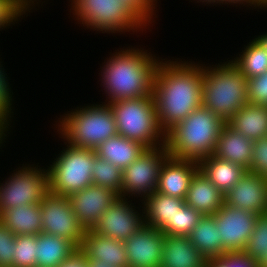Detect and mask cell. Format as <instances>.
I'll return each mask as SVG.
<instances>
[{"mask_svg":"<svg viewBox=\"0 0 267 267\" xmlns=\"http://www.w3.org/2000/svg\"><path fill=\"white\" fill-rule=\"evenodd\" d=\"M203 65L188 61H160L152 95L160 128L166 132L202 106Z\"/></svg>","mask_w":267,"mask_h":267,"instance_id":"6da1fadb","label":"cell"},{"mask_svg":"<svg viewBox=\"0 0 267 267\" xmlns=\"http://www.w3.org/2000/svg\"><path fill=\"white\" fill-rule=\"evenodd\" d=\"M150 53L136 47L127 48L116 51L104 62L100 75L108 95L106 103L152 95L160 59Z\"/></svg>","mask_w":267,"mask_h":267,"instance_id":"7a4b0ae2","label":"cell"},{"mask_svg":"<svg viewBox=\"0 0 267 267\" xmlns=\"http://www.w3.org/2000/svg\"><path fill=\"white\" fill-rule=\"evenodd\" d=\"M225 122L200 107L165 132V147L172 158L199 162L213 155Z\"/></svg>","mask_w":267,"mask_h":267,"instance_id":"3957f363","label":"cell"},{"mask_svg":"<svg viewBox=\"0 0 267 267\" xmlns=\"http://www.w3.org/2000/svg\"><path fill=\"white\" fill-rule=\"evenodd\" d=\"M203 65L202 107L226 123L249 103L247 77L230 60L214 67Z\"/></svg>","mask_w":267,"mask_h":267,"instance_id":"277c9868","label":"cell"},{"mask_svg":"<svg viewBox=\"0 0 267 267\" xmlns=\"http://www.w3.org/2000/svg\"><path fill=\"white\" fill-rule=\"evenodd\" d=\"M103 103L77 107L63 115L57 124L61 138L72 146L95 150L105 140L117 135L113 111L108 103Z\"/></svg>","mask_w":267,"mask_h":267,"instance_id":"5b68a950","label":"cell"},{"mask_svg":"<svg viewBox=\"0 0 267 267\" xmlns=\"http://www.w3.org/2000/svg\"><path fill=\"white\" fill-rule=\"evenodd\" d=\"M108 104L114 114L118 135L139 142L147 149L165 144V132L159 126L153 95Z\"/></svg>","mask_w":267,"mask_h":267,"instance_id":"8992f818","label":"cell"},{"mask_svg":"<svg viewBox=\"0 0 267 267\" xmlns=\"http://www.w3.org/2000/svg\"><path fill=\"white\" fill-rule=\"evenodd\" d=\"M65 144L67 148L48 166L47 172L49 192L69 197L93 184L92 169L97 153L90 148Z\"/></svg>","mask_w":267,"mask_h":267,"instance_id":"52a82bcc","label":"cell"},{"mask_svg":"<svg viewBox=\"0 0 267 267\" xmlns=\"http://www.w3.org/2000/svg\"><path fill=\"white\" fill-rule=\"evenodd\" d=\"M76 20L102 33L142 31L146 24L120 0H71ZM77 16V17H76ZM142 29V30H141Z\"/></svg>","mask_w":267,"mask_h":267,"instance_id":"ba28073f","label":"cell"},{"mask_svg":"<svg viewBox=\"0 0 267 267\" xmlns=\"http://www.w3.org/2000/svg\"><path fill=\"white\" fill-rule=\"evenodd\" d=\"M49 193L48 172L34 165L22 166L0 184V214L13 207L40 204Z\"/></svg>","mask_w":267,"mask_h":267,"instance_id":"9c48e42d","label":"cell"},{"mask_svg":"<svg viewBox=\"0 0 267 267\" xmlns=\"http://www.w3.org/2000/svg\"><path fill=\"white\" fill-rule=\"evenodd\" d=\"M169 156L165 145L146 149L132 164L122 170L120 197L129 195V198L134 195L144 199L156 191L160 169Z\"/></svg>","mask_w":267,"mask_h":267,"instance_id":"30bf717a","label":"cell"},{"mask_svg":"<svg viewBox=\"0 0 267 267\" xmlns=\"http://www.w3.org/2000/svg\"><path fill=\"white\" fill-rule=\"evenodd\" d=\"M40 210L42 232L65 238L80 249L86 230L73 212L68 197L49 192L41 201Z\"/></svg>","mask_w":267,"mask_h":267,"instance_id":"8fae6325","label":"cell"},{"mask_svg":"<svg viewBox=\"0 0 267 267\" xmlns=\"http://www.w3.org/2000/svg\"><path fill=\"white\" fill-rule=\"evenodd\" d=\"M214 216L219 230V239L224 247V254L243 252L258 215L223 203Z\"/></svg>","mask_w":267,"mask_h":267,"instance_id":"7c38bea8","label":"cell"},{"mask_svg":"<svg viewBox=\"0 0 267 267\" xmlns=\"http://www.w3.org/2000/svg\"><path fill=\"white\" fill-rule=\"evenodd\" d=\"M126 197L116 199L99 218L91 231L102 236L125 241L144 224V209L139 213ZM130 204V205H129Z\"/></svg>","mask_w":267,"mask_h":267,"instance_id":"4fadbf2b","label":"cell"},{"mask_svg":"<svg viewBox=\"0 0 267 267\" xmlns=\"http://www.w3.org/2000/svg\"><path fill=\"white\" fill-rule=\"evenodd\" d=\"M123 244L128 267H160L164 234L159 229L144 224Z\"/></svg>","mask_w":267,"mask_h":267,"instance_id":"5bb4252c","label":"cell"},{"mask_svg":"<svg viewBox=\"0 0 267 267\" xmlns=\"http://www.w3.org/2000/svg\"><path fill=\"white\" fill-rule=\"evenodd\" d=\"M119 197L114 190L91 184L68 198L82 227L91 230L105 210Z\"/></svg>","mask_w":267,"mask_h":267,"instance_id":"9a60e30c","label":"cell"},{"mask_svg":"<svg viewBox=\"0 0 267 267\" xmlns=\"http://www.w3.org/2000/svg\"><path fill=\"white\" fill-rule=\"evenodd\" d=\"M224 203L256 215L267 214V178L247 171L224 195Z\"/></svg>","mask_w":267,"mask_h":267,"instance_id":"2e32d148","label":"cell"},{"mask_svg":"<svg viewBox=\"0 0 267 267\" xmlns=\"http://www.w3.org/2000/svg\"><path fill=\"white\" fill-rule=\"evenodd\" d=\"M198 170L197 161L169 156L160 169L156 192L185 199L191 180Z\"/></svg>","mask_w":267,"mask_h":267,"instance_id":"e0dca14e","label":"cell"},{"mask_svg":"<svg viewBox=\"0 0 267 267\" xmlns=\"http://www.w3.org/2000/svg\"><path fill=\"white\" fill-rule=\"evenodd\" d=\"M80 250L89 260L102 261L112 267H128L123 241L86 230Z\"/></svg>","mask_w":267,"mask_h":267,"instance_id":"ac0fdd59","label":"cell"},{"mask_svg":"<svg viewBox=\"0 0 267 267\" xmlns=\"http://www.w3.org/2000/svg\"><path fill=\"white\" fill-rule=\"evenodd\" d=\"M254 141L232 129L227 123L222 127L214 156L241 165L249 170Z\"/></svg>","mask_w":267,"mask_h":267,"instance_id":"d6986e66","label":"cell"},{"mask_svg":"<svg viewBox=\"0 0 267 267\" xmlns=\"http://www.w3.org/2000/svg\"><path fill=\"white\" fill-rule=\"evenodd\" d=\"M185 203L202 216L214 215L224 203V195L199 169L193 176Z\"/></svg>","mask_w":267,"mask_h":267,"instance_id":"ffe728a7","label":"cell"},{"mask_svg":"<svg viewBox=\"0 0 267 267\" xmlns=\"http://www.w3.org/2000/svg\"><path fill=\"white\" fill-rule=\"evenodd\" d=\"M160 267H206V258L188 236L164 235Z\"/></svg>","mask_w":267,"mask_h":267,"instance_id":"44dd1931","label":"cell"},{"mask_svg":"<svg viewBox=\"0 0 267 267\" xmlns=\"http://www.w3.org/2000/svg\"><path fill=\"white\" fill-rule=\"evenodd\" d=\"M226 123L249 140L267 137V106L247 103Z\"/></svg>","mask_w":267,"mask_h":267,"instance_id":"7402d4cb","label":"cell"},{"mask_svg":"<svg viewBox=\"0 0 267 267\" xmlns=\"http://www.w3.org/2000/svg\"><path fill=\"white\" fill-rule=\"evenodd\" d=\"M199 169L225 195L248 171L241 165L222 160L214 155L198 162Z\"/></svg>","mask_w":267,"mask_h":267,"instance_id":"603a6c76","label":"cell"},{"mask_svg":"<svg viewBox=\"0 0 267 267\" xmlns=\"http://www.w3.org/2000/svg\"><path fill=\"white\" fill-rule=\"evenodd\" d=\"M141 201L145 225L161 230L167 222H173L174 215L185 204V199L172 197L154 191Z\"/></svg>","mask_w":267,"mask_h":267,"instance_id":"cb8c5ba5","label":"cell"},{"mask_svg":"<svg viewBox=\"0 0 267 267\" xmlns=\"http://www.w3.org/2000/svg\"><path fill=\"white\" fill-rule=\"evenodd\" d=\"M146 149L139 142L117 134L101 143L95 151L97 156L123 170L141 156Z\"/></svg>","mask_w":267,"mask_h":267,"instance_id":"d4e9b609","label":"cell"},{"mask_svg":"<svg viewBox=\"0 0 267 267\" xmlns=\"http://www.w3.org/2000/svg\"><path fill=\"white\" fill-rule=\"evenodd\" d=\"M41 218L40 204L13 207L0 214V222L16 236L40 234L42 232Z\"/></svg>","mask_w":267,"mask_h":267,"instance_id":"484cf974","label":"cell"},{"mask_svg":"<svg viewBox=\"0 0 267 267\" xmlns=\"http://www.w3.org/2000/svg\"><path fill=\"white\" fill-rule=\"evenodd\" d=\"M76 250L67 239L41 232L37 235L36 267H58Z\"/></svg>","mask_w":267,"mask_h":267,"instance_id":"4316f807","label":"cell"},{"mask_svg":"<svg viewBox=\"0 0 267 267\" xmlns=\"http://www.w3.org/2000/svg\"><path fill=\"white\" fill-rule=\"evenodd\" d=\"M188 237L206 259L220 257L224 254L214 215L202 216Z\"/></svg>","mask_w":267,"mask_h":267,"instance_id":"83f0119b","label":"cell"},{"mask_svg":"<svg viewBox=\"0 0 267 267\" xmlns=\"http://www.w3.org/2000/svg\"><path fill=\"white\" fill-rule=\"evenodd\" d=\"M241 53L231 61L247 79L267 71V53L255 39L249 42Z\"/></svg>","mask_w":267,"mask_h":267,"instance_id":"f1b7e54d","label":"cell"},{"mask_svg":"<svg viewBox=\"0 0 267 267\" xmlns=\"http://www.w3.org/2000/svg\"><path fill=\"white\" fill-rule=\"evenodd\" d=\"M92 181L94 185L107 187L121 195L122 170L99 156L95 158Z\"/></svg>","mask_w":267,"mask_h":267,"instance_id":"f546056e","label":"cell"},{"mask_svg":"<svg viewBox=\"0 0 267 267\" xmlns=\"http://www.w3.org/2000/svg\"><path fill=\"white\" fill-rule=\"evenodd\" d=\"M201 217L198 211L185 203L174 215L173 222H167L160 231L169 236H189Z\"/></svg>","mask_w":267,"mask_h":267,"instance_id":"4dcf8cb0","label":"cell"},{"mask_svg":"<svg viewBox=\"0 0 267 267\" xmlns=\"http://www.w3.org/2000/svg\"><path fill=\"white\" fill-rule=\"evenodd\" d=\"M37 235H17L12 267H36Z\"/></svg>","mask_w":267,"mask_h":267,"instance_id":"1f68e13d","label":"cell"},{"mask_svg":"<svg viewBox=\"0 0 267 267\" xmlns=\"http://www.w3.org/2000/svg\"><path fill=\"white\" fill-rule=\"evenodd\" d=\"M243 252L258 262L267 253V214L258 215L255 227Z\"/></svg>","mask_w":267,"mask_h":267,"instance_id":"d6a6232c","label":"cell"},{"mask_svg":"<svg viewBox=\"0 0 267 267\" xmlns=\"http://www.w3.org/2000/svg\"><path fill=\"white\" fill-rule=\"evenodd\" d=\"M37 0H0V31L30 12ZM33 4V5H32ZM19 17V18H18Z\"/></svg>","mask_w":267,"mask_h":267,"instance_id":"836d02e7","label":"cell"},{"mask_svg":"<svg viewBox=\"0 0 267 267\" xmlns=\"http://www.w3.org/2000/svg\"><path fill=\"white\" fill-rule=\"evenodd\" d=\"M206 267H259V262L244 252H233L206 259Z\"/></svg>","mask_w":267,"mask_h":267,"instance_id":"e575fe53","label":"cell"},{"mask_svg":"<svg viewBox=\"0 0 267 267\" xmlns=\"http://www.w3.org/2000/svg\"><path fill=\"white\" fill-rule=\"evenodd\" d=\"M253 154L248 172L267 178V137L254 141Z\"/></svg>","mask_w":267,"mask_h":267,"instance_id":"d590c367","label":"cell"},{"mask_svg":"<svg viewBox=\"0 0 267 267\" xmlns=\"http://www.w3.org/2000/svg\"><path fill=\"white\" fill-rule=\"evenodd\" d=\"M16 235L0 222V267H12Z\"/></svg>","mask_w":267,"mask_h":267,"instance_id":"8d00e7d4","label":"cell"},{"mask_svg":"<svg viewBox=\"0 0 267 267\" xmlns=\"http://www.w3.org/2000/svg\"><path fill=\"white\" fill-rule=\"evenodd\" d=\"M249 103L267 106V71L247 79Z\"/></svg>","mask_w":267,"mask_h":267,"instance_id":"74e56055","label":"cell"},{"mask_svg":"<svg viewBox=\"0 0 267 267\" xmlns=\"http://www.w3.org/2000/svg\"><path fill=\"white\" fill-rule=\"evenodd\" d=\"M1 63L2 62H0V118L10 125L11 114L14 113L11 109L13 92L11 94V87L6 77L7 74L4 68H2L3 65H1Z\"/></svg>","mask_w":267,"mask_h":267,"instance_id":"f35d334b","label":"cell"},{"mask_svg":"<svg viewBox=\"0 0 267 267\" xmlns=\"http://www.w3.org/2000/svg\"><path fill=\"white\" fill-rule=\"evenodd\" d=\"M125 3L147 26L152 23V16L157 0H120ZM156 1V2H155ZM156 5V6H155ZM151 21V22H150Z\"/></svg>","mask_w":267,"mask_h":267,"instance_id":"ab89813d","label":"cell"},{"mask_svg":"<svg viewBox=\"0 0 267 267\" xmlns=\"http://www.w3.org/2000/svg\"><path fill=\"white\" fill-rule=\"evenodd\" d=\"M58 267H87V257L78 249Z\"/></svg>","mask_w":267,"mask_h":267,"instance_id":"60d3db41","label":"cell"},{"mask_svg":"<svg viewBox=\"0 0 267 267\" xmlns=\"http://www.w3.org/2000/svg\"><path fill=\"white\" fill-rule=\"evenodd\" d=\"M241 4L244 6V4H247L248 6H254L255 8L263 9L262 6L256 1V0H219V4ZM260 6V7H259Z\"/></svg>","mask_w":267,"mask_h":267,"instance_id":"b9f144b4","label":"cell"},{"mask_svg":"<svg viewBox=\"0 0 267 267\" xmlns=\"http://www.w3.org/2000/svg\"><path fill=\"white\" fill-rule=\"evenodd\" d=\"M8 126H10V125L6 121H4L3 119L0 118V147L2 146L1 145L2 143L6 142L3 139H6L5 137L7 135L5 134V132L7 133V131H9Z\"/></svg>","mask_w":267,"mask_h":267,"instance_id":"7bdbcfd3","label":"cell"},{"mask_svg":"<svg viewBox=\"0 0 267 267\" xmlns=\"http://www.w3.org/2000/svg\"><path fill=\"white\" fill-rule=\"evenodd\" d=\"M87 267H112L108 263L87 259Z\"/></svg>","mask_w":267,"mask_h":267,"instance_id":"ee69618b","label":"cell"},{"mask_svg":"<svg viewBox=\"0 0 267 267\" xmlns=\"http://www.w3.org/2000/svg\"><path fill=\"white\" fill-rule=\"evenodd\" d=\"M261 46L262 48L266 51L267 53V33L259 36L257 38H254Z\"/></svg>","mask_w":267,"mask_h":267,"instance_id":"f6af8a7d","label":"cell"},{"mask_svg":"<svg viewBox=\"0 0 267 267\" xmlns=\"http://www.w3.org/2000/svg\"><path fill=\"white\" fill-rule=\"evenodd\" d=\"M259 267H267V253L264 257L259 261Z\"/></svg>","mask_w":267,"mask_h":267,"instance_id":"bcb514c9","label":"cell"},{"mask_svg":"<svg viewBox=\"0 0 267 267\" xmlns=\"http://www.w3.org/2000/svg\"><path fill=\"white\" fill-rule=\"evenodd\" d=\"M200 2H205L206 4L208 3V4H210L211 5V3H216V4H218L219 3V0H199Z\"/></svg>","mask_w":267,"mask_h":267,"instance_id":"7dc6e473","label":"cell"},{"mask_svg":"<svg viewBox=\"0 0 267 267\" xmlns=\"http://www.w3.org/2000/svg\"><path fill=\"white\" fill-rule=\"evenodd\" d=\"M262 7L267 8V0H256Z\"/></svg>","mask_w":267,"mask_h":267,"instance_id":"c3c4849f","label":"cell"}]
</instances>
